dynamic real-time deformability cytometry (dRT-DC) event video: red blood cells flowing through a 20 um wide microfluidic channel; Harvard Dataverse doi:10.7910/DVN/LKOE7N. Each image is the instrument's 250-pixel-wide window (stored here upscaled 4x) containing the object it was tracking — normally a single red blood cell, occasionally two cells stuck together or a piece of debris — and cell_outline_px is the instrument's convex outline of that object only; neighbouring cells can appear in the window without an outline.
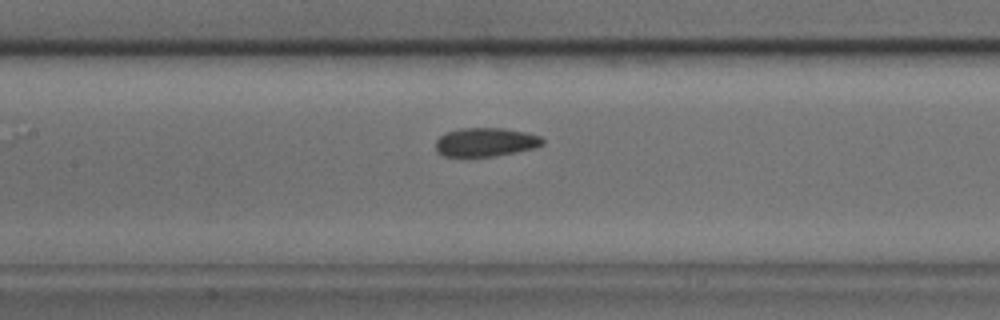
{"species": "common noctule bat (a hibernating species)", "species_latin": "Nyctalus noctula", "temperature_condition": "cold", "stored_images_in_passage": 31, "camera_frame_rate_fps": 3000, "um_per_image_px": 0.085, "animal": {"sex": "male", "body_mass_g": 17.9, "forearm_length_mm": 54.2}, "frame": {"image": 1, "passage_image": 9, "time_ms": 2.667, "image_size_px": [1000, 320], "cell_outline_px": [[544, 144], [536, 148], [516, 152], [492, 156], [444, 156], [436, 152], [436, 140], [444, 132], [460, 128], [504, 128], [524, 132], [540, 136], [544, 140]], "centroid_in_image_um": [41.26, 12.07], "position_along_channel_um": 166.1, "area_um2": 17.98}}
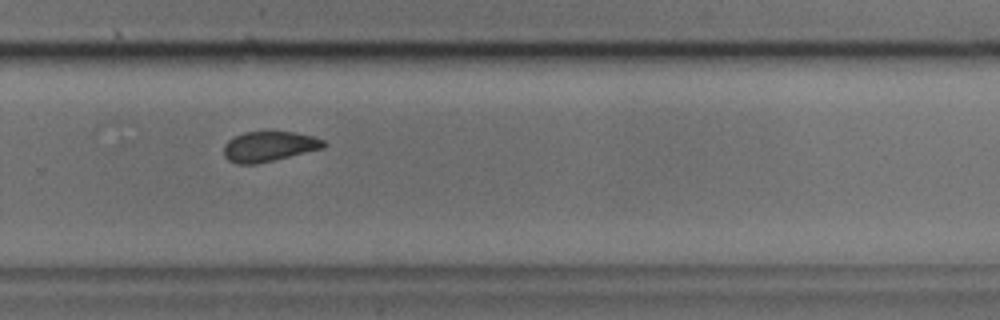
{"frame": {"image": 2, "passage_image": 18, "time_ms": 5.667, "image_size_px": [1000, 320], "cell_outline_px": [[328, 144], [324, 148], [256, 164], [236, 164], [228, 160], [224, 156], [224, 144], [228, 140], [244, 132], [296, 132], [312, 136], [324, 140]], "centroid_in_image_um": [22.87, 12.45], "position_along_channel_um": 306.9, "area_um2": 17.51}}
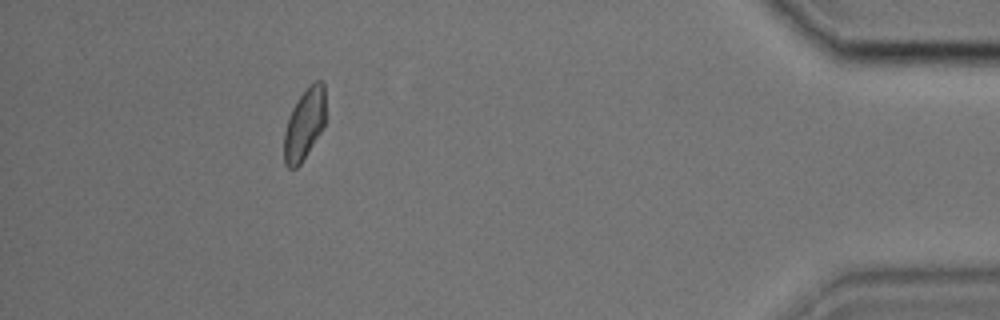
{"frame": {"image": 3, "passage_image": 28, "time_ms": 9.0, "image_size_px": [1000, 320], "cell_outline_px": [[324, 124], [320, 132], [300, 164], [296, 168], [288, 168], [284, 164], [284, 132], [288, 116], [292, 108], [308, 84], [316, 80], [320, 80], [324, 84]], "centroid_in_image_um": [25.84, 10.54], "position_along_channel_um": 409.4, "area_um2": 17.05}}